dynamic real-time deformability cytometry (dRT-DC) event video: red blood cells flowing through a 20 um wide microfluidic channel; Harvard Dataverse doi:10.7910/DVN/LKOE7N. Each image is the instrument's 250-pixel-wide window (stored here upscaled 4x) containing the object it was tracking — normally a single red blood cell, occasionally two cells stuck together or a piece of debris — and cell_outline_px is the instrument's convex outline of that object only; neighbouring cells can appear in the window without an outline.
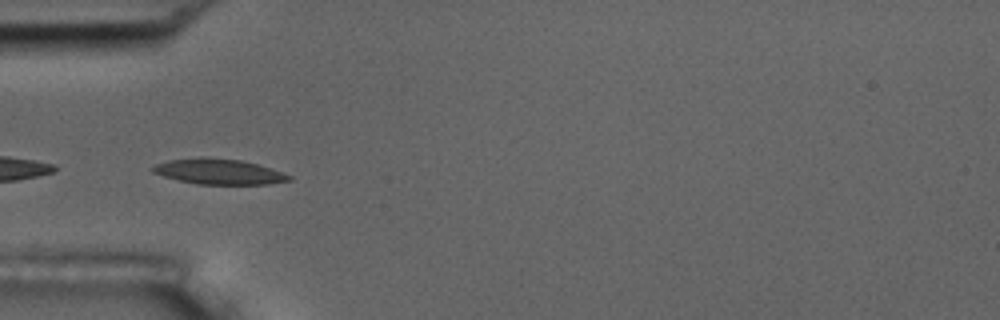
{"species": "common noctule bat (a hibernating species)", "species_latin": "Nyctalus noctula", "temperature_condition": "room temperature", "stored_images_in_passage": 7, "segment_of_instrument_passage": [2, 2], "camera_frame_rate_fps": 3000, "um_per_image_px": 0.085, "animal": {"sex": "male", "body_mass_g": 17.5, "forearm_length_mm": 52.3}, "frame": {"image": 1, "passage_image": 5, "time_ms": 4.667, "image_size_px": [1000, 320], "cell_outline_px": [[292, 180], [268, 184], [196, 184], [164, 176], [152, 172], [148, 168], [156, 164], [168, 160], [240, 160], [256, 164], [292, 176]], "centroid_in_image_um": [18.61, 14.64], "position_along_channel_um": 66.4, "area_um2": 19.07}}